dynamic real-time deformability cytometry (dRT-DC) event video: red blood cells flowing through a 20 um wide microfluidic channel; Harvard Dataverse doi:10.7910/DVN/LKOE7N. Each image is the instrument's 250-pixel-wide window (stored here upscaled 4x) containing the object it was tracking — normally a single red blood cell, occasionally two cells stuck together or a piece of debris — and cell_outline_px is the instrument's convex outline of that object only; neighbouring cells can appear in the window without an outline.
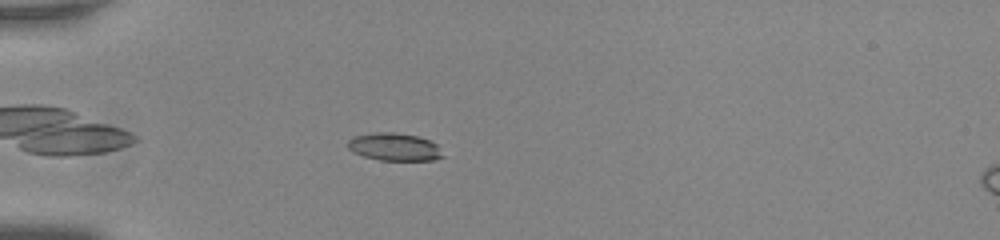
{"species": "common noctule bat (a hibernating species)", "species_latin": "Nyctalus noctula", "temperature_condition": "room temperature", "stored_images_in_passage": 47, "camera_frame_rate_fps": 3000, "um_per_image_px": 0.085, "animal": {"sex": "male", "body_mass_g": 20.0, "forearm_length_mm": 53.3}, "frame": {"image": 1, "passage_image": 8, "time_ms": 2.333, "image_size_px": [1000, 240], "cell_outline_px": [[444, 156], [432, 160], [380, 160], [364, 156], [352, 152], [348, 148], [348, 140], [352, 136], [376, 132], [392, 132], [416, 136], [428, 140], [436, 144]], "centroid_in_image_um": [33.48, 12.48], "position_along_channel_um": 51.5, "area_um2": 15.2}}
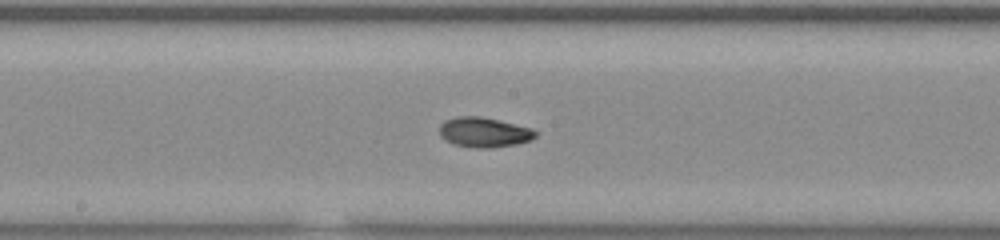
{"frame": {"image": 2, "passage_image": 22, "time_ms": 7.0, "image_size_px": [1000, 240], "cell_outline_px": [[540, 132], [532, 140], [516, 144], [492, 148], [472, 148], [452, 144], [444, 140], [440, 136], [440, 124], [444, 120], [456, 116], [480, 116], [532, 128]], "centroid_in_image_um": [41.14, 11.25], "position_along_channel_um": 207.1, "area_um2": 17.05}}
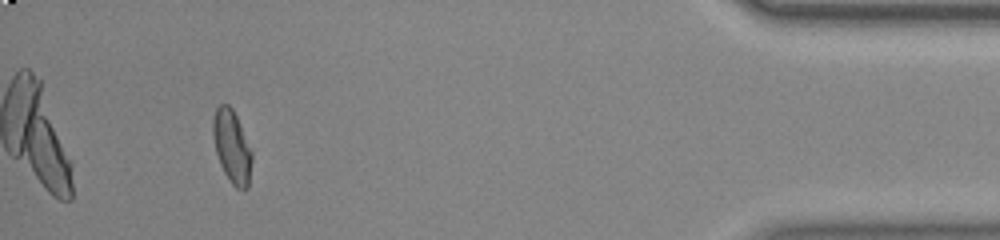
{"frame": {"image": 3, "passage_image": 43, "time_ms": 14.0, "image_size_px": [1000, 240], "cell_outline_px": [[252, 160], [248, 188], [244, 192], [236, 188], [232, 184], [224, 172], [220, 164], [216, 152], [212, 136], [212, 120], [216, 108], [220, 104], [228, 104], [232, 108], [240, 124], [252, 152]], "centroid_in_image_um": [19.71, 12.48], "position_along_channel_um": 415.5, "area_um2": 16.65}, "authors_computed_cell_mechanics": {"area_um2": 16.4152, "velocity_mm_per_s": 3.7775, "shape_relaxation_time_tau1_ms": 9.2354, "shape_relaxation_time_tau2_ms": 2.3173, "deformation_change_tau1": 0.2102, "deformation_change_tau2": 0.0657}}